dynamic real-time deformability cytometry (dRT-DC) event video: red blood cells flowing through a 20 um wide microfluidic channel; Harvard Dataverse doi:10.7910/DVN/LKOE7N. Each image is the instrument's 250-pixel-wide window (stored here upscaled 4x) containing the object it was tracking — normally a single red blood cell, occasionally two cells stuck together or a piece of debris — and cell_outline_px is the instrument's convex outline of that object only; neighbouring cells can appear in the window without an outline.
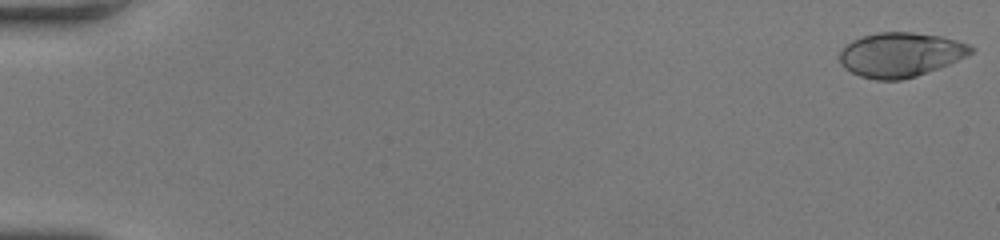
{"species": "human", "species_latin": "Homo sapiens", "temperature_condition": "room temperature", "stored_images_in_passage": 54, "camera_frame_rate_fps": 3000, "um_per_image_px": 0.085, "donor": {"sex": "female"}, "frame": {"image": 1, "passage_image": 1, "time_ms": 0.0, "image_size_px": [1000, 240], "cell_outline_px": [[976, 48], [972, 52], [940, 68], [916, 76], [900, 80], [876, 80], [860, 76], [844, 68], [840, 64], [840, 52], [852, 40], [864, 36], [880, 32], [912, 32], [940, 36], [956, 40], [968, 44]], "centroid_in_image_um": [76.54, 4.65], "position_along_channel_um": 8.5, "area_um2": 33.76}}
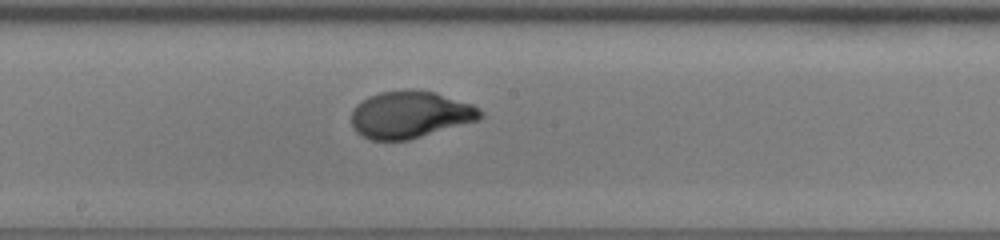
{"frame": {"image": 2, "passage_image": 31, "time_ms": 10.0, "image_size_px": [1000, 240], "cell_outline_px": [[484, 116], [480, 120], [408, 140], [372, 140], [356, 132], [352, 128], [352, 108], [356, 104], [368, 96], [380, 92], [436, 92], [472, 104], [484, 112]], "centroid_in_image_um": [34.87, 9.77], "position_along_channel_um": 213.3, "area_um2": 34.97}}
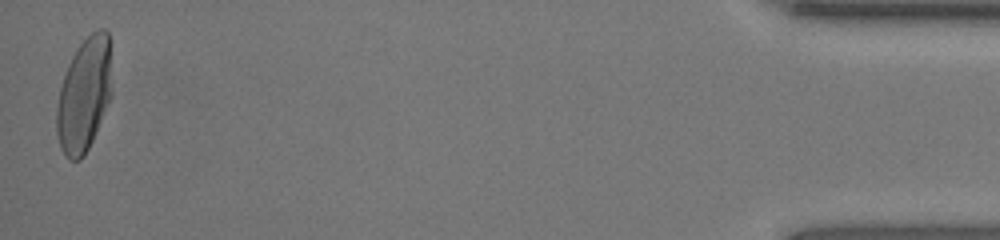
{"frame": {"image": 3, "passage_image": 54, "time_ms": 17.667, "image_size_px": [1000, 240], "cell_outline_px": [[112, 92], [96, 132], [84, 156], [80, 160], [68, 160], [64, 156], [60, 148], [56, 132], [56, 108], [60, 88], [68, 64], [76, 48], [92, 32], [100, 28], [104, 28], [108, 32]], "centroid_in_image_um": [7.13, 8.08], "position_along_channel_um": 428.1, "area_um2": 36.59}, "authors_computed_cell_mechanics": {"area_um2": 34.7089, "velocity_mm_per_s": 3.8975, "shape_relaxation_time_tau1_ms": 4.2282, "shape_relaxation_time_tau2_ms": null, "deformation_change_tau1": 0.2334, "deformation_change_tau2": null}}